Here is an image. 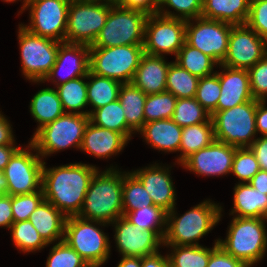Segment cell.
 I'll return each mask as SVG.
<instances>
[{
  "instance_id": "obj_11",
  "label": "cell",
  "mask_w": 267,
  "mask_h": 267,
  "mask_svg": "<svg viewBox=\"0 0 267 267\" xmlns=\"http://www.w3.org/2000/svg\"><path fill=\"white\" fill-rule=\"evenodd\" d=\"M18 30L22 73L30 82L43 81L56 62L61 42L32 34L21 24Z\"/></svg>"
},
{
  "instance_id": "obj_30",
  "label": "cell",
  "mask_w": 267,
  "mask_h": 267,
  "mask_svg": "<svg viewBox=\"0 0 267 267\" xmlns=\"http://www.w3.org/2000/svg\"><path fill=\"white\" fill-rule=\"evenodd\" d=\"M87 100L92 107L89 115L102 106H105L119 98L122 83L119 81L99 76L90 70L87 75Z\"/></svg>"
},
{
  "instance_id": "obj_48",
  "label": "cell",
  "mask_w": 267,
  "mask_h": 267,
  "mask_svg": "<svg viewBox=\"0 0 267 267\" xmlns=\"http://www.w3.org/2000/svg\"><path fill=\"white\" fill-rule=\"evenodd\" d=\"M245 24L267 43V0H250L249 15Z\"/></svg>"
},
{
  "instance_id": "obj_49",
  "label": "cell",
  "mask_w": 267,
  "mask_h": 267,
  "mask_svg": "<svg viewBox=\"0 0 267 267\" xmlns=\"http://www.w3.org/2000/svg\"><path fill=\"white\" fill-rule=\"evenodd\" d=\"M217 242L218 239L215 240L214 246L211 248L207 267H249L244 261L225 252Z\"/></svg>"
},
{
  "instance_id": "obj_54",
  "label": "cell",
  "mask_w": 267,
  "mask_h": 267,
  "mask_svg": "<svg viewBox=\"0 0 267 267\" xmlns=\"http://www.w3.org/2000/svg\"><path fill=\"white\" fill-rule=\"evenodd\" d=\"M10 120L1 113L0 111V145L17 144L13 130L11 128Z\"/></svg>"
},
{
  "instance_id": "obj_36",
  "label": "cell",
  "mask_w": 267,
  "mask_h": 267,
  "mask_svg": "<svg viewBox=\"0 0 267 267\" xmlns=\"http://www.w3.org/2000/svg\"><path fill=\"white\" fill-rule=\"evenodd\" d=\"M163 246L170 249L172 247L171 253L167 254L169 267H207L211 255V248L203 247V245Z\"/></svg>"
},
{
  "instance_id": "obj_61",
  "label": "cell",
  "mask_w": 267,
  "mask_h": 267,
  "mask_svg": "<svg viewBox=\"0 0 267 267\" xmlns=\"http://www.w3.org/2000/svg\"><path fill=\"white\" fill-rule=\"evenodd\" d=\"M105 1H112V2L116 3L118 0H105Z\"/></svg>"
},
{
  "instance_id": "obj_58",
  "label": "cell",
  "mask_w": 267,
  "mask_h": 267,
  "mask_svg": "<svg viewBox=\"0 0 267 267\" xmlns=\"http://www.w3.org/2000/svg\"><path fill=\"white\" fill-rule=\"evenodd\" d=\"M117 267H141V257L124 256Z\"/></svg>"
},
{
  "instance_id": "obj_17",
  "label": "cell",
  "mask_w": 267,
  "mask_h": 267,
  "mask_svg": "<svg viewBox=\"0 0 267 267\" xmlns=\"http://www.w3.org/2000/svg\"><path fill=\"white\" fill-rule=\"evenodd\" d=\"M119 254L124 256L145 257L159 252L163 239L154 230H143L133 225L124 216L111 223Z\"/></svg>"
},
{
  "instance_id": "obj_33",
  "label": "cell",
  "mask_w": 267,
  "mask_h": 267,
  "mask_svg": "<svg viewBox=\"0 0 267 267\" xmlns=\"http://www.w3.org/2000/svg\"><path fill=\"white\" fill-rule=\"evenodd\" d=\"M89 117L90 122L94 125L121 133L128 141L135 133L126 124L124 110L119 99L95 109Z\"/></svg>"
},
{
  "instance_id": "obj_7",
  "label": "cell",
  "mask_w": 267,
  "mask_h": 267,
  "mask_svg": "<svg viewBox=\"0 0 267 267\" xmlns=\"http://www.w3.org/2000/svg\"><path fill=\"white\" fill-rule=\"evenodd\" d=\"M258 100H251L211 115L216 141L238 148L250 147L257 138L255 113Z\"/></svg>"
},
{
  "instance_id": "obj_60",
  "label": "cell",
  "mask_w": 267,
  "mask_h": 267,
  "mask_svg": "<svg viewBox=\"0 0 267 267\" xmlns=\"http://www.w3.org/2000/svg\"><path fill=\"white\" fill-rule=\"evenodd\" d=\"M2 1H4V2H7V3H12V2H15V1H18V0H2ZM21 1V0H20ZM28 1L29 0H23V4H22V8H21V10H20V12L19 13H23V11H25L26 10V7H27V5H28Z\"/></svg>"
},
{
  "instance_id": "obj_46",
  "label": "cell",
  "mask_w": 267,
  "mask_h": 267,
  "mask_svg": "<svg viewBox=\"0 0 267 267\" xmlns=\"http://www.w3.org/2000/svg\"><path fill=\"white\" fill-rule=\"evenodd\" d=\"M44 200V193L40 191L20 194L11 196L12 214L14 222L27 221L38 207V205Z\"/></svg>"
},
{
  "instance_id": "obj_32",
  "label": "cell",
  "mask_w": 267,
  "mask_h": 267,
  "mask_svg": "<svg viewBox=\"0 0 267 267\" xmlns=\"http://www.w3.org/2000/svg\"><path fill=\"white\" fill-rule=\"evenodd\" d=\"M86 79L83 76L56 86L65 113L89 115V110H83L88 105Z\"/></svg>"
},
{
  "instance_id": "obj_18",
  "label": "cell",
  "mask_w": 267,
  "mask_h": 267,
  "mask_svg": "<svg viewBox=\"0 0 267 267\" xmlns=\"http://www.w3.org/2000/svg\"><path fill=\"white\" fill-rule=\"evenodd\" d=\"M89 59L90 45L61 42L56 62L51 71L43 81H34V83H45L47 81L58 86L70 80L87 76L90 70ZM57 76L60 77L58 80L56 79Z\"/></svg>"
},
{
  "instance_id": "obj_52",
  "label": "cell",
  "mask_w": 267,
  "mask_h": 267,
  "mask_svg": "<svg viewBox=\"0 0 267 267\" xmlns=\"http://www.w3.org/2000/svg\"><path fill=\"white\" fill-rule=\"evenodd\" d=\"M13 222L11 195H2L0 196V228L10 229Z\"/></svg>"
},
{
  "instance_id": "obj_40",
  "label": "cell",
  "mask_w": 267,
  "mask_h": 267,
  "mask_svg": "<svg viewBox=\"0 0 267 267\" xmlns=\"http://www.w3.org/2000/svg\"><path fill=\"white\" fill-rule=\"evenodd\" d=\"M178 126L186 127L209 122L211 115L197 102L195 98L177 99L171 118Z\"/></svg>"
},
{
  "instance_id": "obj_31",
  "label": "cell",
  "mask_w": 267,
  "mask_h": 267,
  "mask_svg": "<svg viewBox=\"0 0 267 267\" xmlns=\"http://www.w3.org/2000/svg\"><path fill=\"white\" fill-rule=\"evenodd\" d=\"M214 140L212 120L183 127L177 164L180 165L192 153L209 146Z\"/></svg>"
},
{
  "instance_id": "obj_6",
  "label": "cell",
  "mask_w": 267,
  "mask_h": 267,
  "mask_svg": "<svg viewBox=\"0 0 267 267\" xmlns=\"http://www.w3.org/2000/svg\"><path fill=\"white\" fill-rule=\"evenodd\" d=\"M96 225L105 227L109 224L78 216L67 217L64 240L88 265L100 267L110 258L111 245L107 233Z\"/></svg>"
},
{
  "instance_id": "obj_56",
  "label": "cell",
  "mask_w": 267,
  "mask_h": 267,
  "mask_svg": "<svg viewBox=\"0 0 267 267\" xmlns=\"http://www.w3.org/2000/svg\"><path fill=\"white\" fill-rule=\"evenodd\" d=\"M21 146L15 144L0 145V170L3 171L9 163L10 158Z\"/></svg>"
},
{
  "instance_id": "obj_41",
  "label": "cell",
  "mask_w": 267,
  "mask_h": 267,
  "mask_svg": "<svg viewBox=\"0 0 267 267\" xmlns=\"http://www.w3.org/2000/svg\"><path fill=\"white\" fill-rule=\"evenodd\" d=\"M177 98L168 91L147 95L144 106V123L171 119Z\"/></svg>"
},
{
  "instance_id": "obj_3",
  "label": "cell",
  "mask_w": 267,
  "mask_h": 267,
  "mask_svg": "<svg viewBox=\"0 0 267 267\" xmlns=\"http://www.w3.org/2000/svg\"><path fill=\"white\" fill-rule=\"evenodd\" d=\"M174 207L167 213L166 232L163 245L194 246L209 231L214 229L222 217V206L210 199L192 207L181 216H177Z\"/></svg>"
},
{
  "instance_id": "obj_57",
  "label": "cell",
  "mask_w": 267,
  "mask_h": 267,
  "mask_svg": "<svg viewBox=\"0 0 267 267\" xmlns=\"http://www.w3.org/2000/svg\"><path fill=\"white\" fill-rule=\"evenodd\" d=\"M248 183L267 195V171L259 170Z\"/></svg>"
},
{
  "instance_id": "obj_42",
  "label": "cell",
  "mask_w": 267,
  "mask_h": 267,
  "mask_svg": "<svg viewBox=\"0 0 267 267\" xmlns=\"http://www.w3.org/2000/svg\"><path fill=\"white\" fill-rule=\"evenodd\" d=\"M220 95L219 72L216 71L210 76L199 78L194 98L210 115L217 111V102Z\"/></svg>"
},
{
  "instance_id": "obj_28",
  "label": "cell",
  "mask_w": 267,
  "mask_h": 267,
  "mask_svg": "<svg viewBox=\"0 0 267 267\" xmlns=\"http://www.w3.org/2000/svg\"><path fill=\"white\" fill-rule=\"evenodd\" d=\"M29 109L38 122L36 131L65 113L55 87L40 89L31 99Z\"/></svg>"
},
{
  "instance_id": "obj_1",
  "label": "cell",
  "mask_w": 267,
  "mask_h": 267,
  "mask_svg": "<svg viewBox=\"0 0 267 267\" xmlns=\"http://www.w3.org/2000/svg\"><path fill=\"white\" fill-rule=\"evenodd\" d=\"M43 163L44 200L53 204L66 217L78 216L90 182L99 168L81 162L47 168L46 162Z\"/></svg>"
},
{
  "instance_id": "obj_44",
  "label": "cell",
  "mask_w": 267,
  "mask_h": 267,
  "mask_svg": "<svg viewBox=\"0 0 267 267\" xmlns=\"http://www.w3.org/2000/svg\"><path fill=\"white\" fill-rule=\"evenodd\" d=\"M86 261L65 240L50 249L46 267H88Z\"/></svg>"
},
{
  "instance_id": "obj_22",
  "label": "cell",
  "mask_w": 267,
  "mask_h": 267,
  "mask_svg": "<svg viewBox=\"0 0 267 267\" xmlns=\"http://www.w3.org/2000/svg\"><path fill=\"white\" fill-rule=\"evenodd\" d=\"M126 144L128 140L121 133L96 126L89 121L80 150L95 158L108 159L119 154Z\"/></svg>"
},
{
  "instance_id": "obj_9",
  "label": "cell",
  "mask_w": 267,
  "mask_h": 267,
  "mask_svg": "<svg viewBox=\"0 0 267 267\" xmlns=\"http://www.w3.org/2000/svg\"><path fill=\"white\" fill-rule=\"evenodd\" d=\"M143 54V45L90 47V71L122 84L131 83Z\"/></svg>"
},
{
  "instance_id": "obj_51",
  "label": "cell",
  "mask_w": 267,
  "mask_h": 267,
  "mask_svg": "<svg viewBox=\"0 0 267 267\" xmlns=\"http://www.w3.org/2000/svg\"><path fill=\"white\" fill-rule=\"evenodd\" d=\"M249 148L254 153L260 170L267 171V136L257 137Z\"/></svg>"
},
{
  "instance_id": "obj_43",
  "label": "cell",
  "mask_w": 267,
  "mask_h": 267,
  "mask_svg": "<svg viewBox=\"0 0 267 267\" xmlns=\"http://www.w3.org/2000/svg\"><path fill=\"white\" fill-rule=\"evenodd\" d=\"M167 7V9L165 8ZM172 8L176 11H169ZM203 0H160L157 14L184 20L201 17Z\"/></svg>"
},
{
  "instance_id": "obj_50",
  "label": "cell",
  "mask_w": 267,
  "mask_h": 267,
  "mask_svg": "<svg viewBox=\"0 0 267 267\" xmlns=\"http://www.w3.org/2000/svg\"><path fill=\"white\" fill-rule=\"evenodd\" d=\"M160 0H118L116 3L127 9L141 11L145 14H157Z\"/></svg>"
},
{
  "instance_id": "obj_24",
  "label": "cell",
  "mask_w": 267,
  "mask_h": 267,
  "mask_svg": "<svg viewBox=\"0 0 267 267\" xmlns=\"http://www.w3.org/2000/svg\"><path fill=\"white\" fill-rule=\"evenodd\" d=\"M138 133L155 150L165 153L179 152L182 127L178 126L172 119L146 122Z\"/></svg>"
},
{
  "instance_id": "obj_12",
  "label": "cell",
  "mask_w": 267,
  "mask_h": 267,
  "mask_svg": "<svg viewBox=\"0 0 267 267\" xmlns=\"http://www.w3.org/2000/svg\"><path fill=\"white\" fill-rule=\"evenodd\" d=\"M27 146L20 147L3 170L8 195L29 194L42 189L44 160L30 142Z\"/></svg>"
},
{
  "instance_id": "obj_13",
  "label": "cell",
  "mask_w": 267,
  "mask_h": 267,
  "mask_svg": "<svg viewBox=\"0 0 267 267\" xmlns=\"http://www.w3.org/2000/svg\"><path fill=\"white\" fill-rule=\"evenodd\" d=\"M185 36L186 20L159 14L149 15L145 24L144 53L155 56L165 54L176 56L185 43Z\"/></svg>"
},
{
  "instance_id": "obj_14",
  "label": "cell",
  "mask_w": 267,
  "mask_h": 267,
  "mask_svg": "<svg viewBox=\"0 0 267 267\" xmlns=\"http://www.w3.org/2000/svg\"><path fill=\"white\" fill-rule=\"evenodd\" d=\"M71 0H29L30 23L21 24L32 34L58 42L65 41L68 8Z\"/></svg>"
},
{
  "instance_id": "obj_59",
  "label": "cell",
  "mask_w": 267,
  "mask_h": 267,
  "mask_svg": "<svg viewBox=\"0 0 267 267\" xmlns=\"http://www.w3.org/2000/svg\"><path fill=\"white\" fill-rule=\"evenodd\" d=\"M5 194H7V180L3 171L0 170V196Z\"/></svg>"
},
{
  "instance_id": "obj_27",
  "label": "cell",
  "mask_w": 267,
  "mask_h": 267,
  "mask_svg": "<svg viewBox=\"0 0 267 267\" xmlns=\"http://www.w3.org/2000/svg\"><path fill=\"white\" fill-rule=\"evenodd\" d=\"M250 0H203L201 17L244 25L249 15Z\"/></svg>"
},
{
  "instance_id": "obj_38",
  "label": "cell",
  "mask_w": 267,
  "mask_h": 267,
  "mask_svg": "<svg viewBox=\"0 0 267 267\" xmlns=\"http://www.w3.org/2000/svg\"><path fill=\"white\" fill-rule=\"evenodd\" d=\"M123 216L133 225L145 230H154L162 239L166 232L167 212L162 208L152 205L136 209Z\"/></svg>"
},
{
  "instance_id": "obj_39",
  "label": "cell",
  "mask_w": 267,
  "mask_h": 267,
  "mask_svg": "<svg viewBox=\"0 0 267 267\" xmlns=\"http://www.w3.org/2000/svg\"><path fill=\"white\" fill-rule=\"evenodd\" d=\"M10 232L15 247L24 253H33L48 246L29 220L13 222Z\"/></svg>"
},
{
  "instance_id": "obj_45",
  "label": "cell",
  "mask_w": 267,
  "mask_h": 267,
  "mask_svg": "<svg viewBox=\"0 0 267 267\" xmlns=\"http://www.w3.org/2000/svg\"><path fill=\"white\" fill-rule=\"evenodd\" d=\"M259 170L257 159L249 147L236 149L231 174L240 180L239 183H248Z\"/></svg>"
},
{
  "instance_id": "obj_55",
  "label": "cell",
  "mask_w": 267,
  "mask_h": 267,
  "mask_svg": "<svg viewBox=\"0 0 267 267\" xmlns=\"http://www.w3.org/2000/svg\"><path fill=\"white\" fill-rule=\"evenodd\" d=\"M141 267H169L168 256H163L160 252H157L149 256L141 257Z\"/></svg>"
},
{
  "instance_id": "obj_4",
  "label": "cell",
  "mask_w": 267,
  "mask_h": 267,
  "mask_svg": "<svg viewBox=\"0 0 267 267\" xmlns=\"http://www.w3.org/2000/svg\"><path fill=\"white\" fill-rule=\"evenodd\" d=\"M232 218L226 238H219L217 243L225 252L252 267L263 260L267 252V219Z\"/></svg>"
},
{
  "instance_id": "obj_35",
  "label": "cell",
  "mask_w": 267,
  "mask_h": 267,
  "mask_svg": "<svg viewBox=\"0 0 267 267\" xmlns=\"http://www.w3.org/2000/svg\"><path fill=\"white\" fill-rule=\"evenodd\" d=\"M198 81V77L190 74L173 61L170 63L167 73L166 91L177 99L194 98Z\"/></svg>"
},
{
  "instance_id": "obj_26",
  "label": "cell",
  "mask_w": 267,
  "mask_h": 267,
  "mask_svg": "<svg viewBox=\"0 0 267 267\" xmlns=\"http://www.w3.org/2000/svg\"><path fill=\"white\" fill-rule=\"evenodd\" d=\"M233 191V208L230 215L267 218V195L265 193L254 189L249 183H237Z\"/></svg>"
},
{
  "instance_id": "obj_20",
  "label": "cell",
  "mask_w": 267,
  "mask_h": 267,
  "mask_svg": "<svg viewBox=\"0 0 267 267\" xmlns=\"http://www.w3.org/2000/svg\"><path fill=\"white\" fill-rule=\"evenodd\" d=\"M171 168L172 166L166 167L155 163L132 171L149 193L153 204L167 213L176 207V191L170 176Z\"/></svg>"
},
{
  "instance_id": "obj_21",
  "label": "cell",
  "mask_w": 267,
  "mask_h": 267,
  "mask_svg": "<svg viewBox=\"0 0 267 267\" xmlns=\"http://www.w3.org/2000/svg\"><path fill=\"white\" fill-rule=\"evenodd\" d=\"M223 71L219 72L221 95L217 102V111L231 109L251 101L250 81L248 70L230 68L219 65Z\"/></svg>"
},
{
  "instance_id": "obj_34",
  "label": "cell",
  "mask_w": 267,
  "mask_h": 267,
  "mask_svg": "<svg viewBox=\"0 0 267 267\" xmlns=\"http://www.w3.org/2000/svg\"><path fill=\"white\" fill-rule=\"evenodd\" d=\"M174 62L198 78L214 74V66L219 65L213 58L190 46L186 41L175 56Z\"/></svg>"
},
{
  "instance_id": "obj_23",
  "label": "cell",
  "mask_w": 267,
  "mask_h": 267,
  "mask_svg": "<svg viewBox=\"0 0 267 267\" xmlns=\"http://www.w3.org/2000/svg\"><path fill=\"white\" fill-rule=\"evenodd\" d=\"M170 63L165 60L164 56L144 53L131 83L146 95L166 91V79Z\"/></svg>"
},
{
  "instance_id": "obj_8",
  "label": "cell",
  "mask_w": 267,
  "mask_h": 267,
  "mask_svg": "<svg viewBox=\"0 0 267 267\" xmlns=\"http://www.w3.org/2000/svg\"><path fill=\"white\" fill-rule=\"evenodd\" d=\"M148 15L111 1V9L96 40L90 47L143 45Z\"/></svg>"
},
{
  "instance_id": "obj_10",
  "label": "cell",
  "mask_w": 267,
  "mask_h": 267,
  "mask_svg": "<svg viewBox=\"0 0 267 267\" xmlns=\"http://www.w3.org/2000/svg\"><path fill=\"white\" fill-rule=\"evenodd\" d=\"M111 9V1L71 0L65 42L92 45Z\"/></svg>"
},
{
  "instance_id": "obj_15",
  "label": "cell",
  "mask_w": 267,
  "mask_h": 267,
  "mask_svg": "<svg viewBox=\"0 0 267 267\" xmlns=\"http://www.w3.org/2000/svg\"><path fill=\"white\" fill-rule=\"evenodd\" d=\"M232 26L227 22L203 17L189 19L186 20L185 41L221 65L227 54Z\"/></svg>"
},
{
  "instance_id": "obj_25",
  "label": "cell",
  "mask_w": 267,
  "mask_h": 267,
  "mask_svg": "<svg viewBox=\"0 0 267 267\" xmlns=\"http://www.w3.org/2000/svg\"><path fill=\"white\" fill-rule=\"evenodd\" d=\"M66 216L47 200H43L29 217V221L43 240L54 244L64 240Z\"/></svg>"
},
{
  "instance_id": "obj_5",
  "label": "cell",
  "mask_w": 267,
  "mask_h": 267,
  "mask_svg": "<svg viewBox=\"0 0 267 267\" xmlns=\"http://www.w3.org/2000/svg\"><path fill=\"white\" fill-rule=\"evenodd\" d=\"M89 121V115L64 113L35 131L29 142L42 159L70 147L80 150Z\"/></svg>"
},
{
  "instance_id": "obj_47",
  "label": "cell",
  "mask_w": 267,
  "mask_h": 267,
  "mask_svg": "<svg viewBox=\"0 0 267 267\" xmlns=\"http://www.w3.org/2000/svg\"><path fill=\"white\" fill-rule=\"evenodd\" d=\"M252 97L267 101V54L248 70Z\"/></svg>"
},
{
  "instance_id": "obj_29",
  "label": "cell",
  "mask_w": 267,
  "mask_h": 267,
  "mask_svg": "<svg viewBox=\"0 0 267 267\" xmlns=\"http://www.w3.org/2000/svg\"><path fill=\"white\" fill-rule=\"evenodd\" d=\"M147 95L133 83L122 84L119 101L124 110L126 124L137 133L144 125V106Z\"/></svg>"
},
{
  "instance_id": "obj_2",
  "label": "cell",
  "mask_w": 267,
  "mask_h": 267,
  "mask_svg": "<svg viewBox=\"0 0 267 267\" xmlns=\"http://www.w3.org/2000/svg\"><path fill=\"white\" fill-rule=\"evenodd\" d=\"M123 172L110 166L95 172L78 217L111 224L123 216Z\"/></svg>"
},
{
  "instance_id": "obj_16",
  "label": "cell",
  "mask_w": 267,
  "mask_h": 267,
  "mask_svg": "<svg viewBox=\"0 0 267 267\" xmlns=\"http://www.w3.org/2000/svg\"><path fill=\"white\" fill-rule=\"evenodd\" d=\"M267 54V43L246 24L233 25L221 65L249 70Z\"/></svg>"
},
{
  "instance_id": "obj_37",
  "label": "cell",
  "mask_w": 267,
  "mask_h": 267,
  "mask_svg": "<svg viewBox=\"0 0 267 267\" xmlns=\"http://www.w3.org/2000/svg\"><path fill=\"white\" fill-rule=\"evenodd\" d=\"M122 202L123 213L154 205L141 181L131 171L123 172Z\"/></svg>"
},
{
  "instance_id": "obj_19",
  "label": "cell",
  "mask_w": 267,
  "mask_h": 267,
  "mask_svg": "<svg viewBox=\"0 0 267 267\" xmlns=\"http://www.w3.org/2000/svg\"><path fill=\"white\" fill-rule=\"evenodd\" d=\"M238 147L214 140L209 146L188 156L180 165L201 176H223L231 173Z\"/></svg>"
},
{
  "instance_id": "obj_53",
  "label": "cell",
  "mask_w": 267,
  "mask_h": 267,
  "mask_svg": "<svg viewBox=\"0 0 267 267\" xmlns=\"http://www.w3.org/2000/svg\"><path fill=\"white\" fill-rule=\"evenodd\" d=\"M267 101H258L255 113L256 132L261 136H267Z\"/></svg>"
}]
</instances>
